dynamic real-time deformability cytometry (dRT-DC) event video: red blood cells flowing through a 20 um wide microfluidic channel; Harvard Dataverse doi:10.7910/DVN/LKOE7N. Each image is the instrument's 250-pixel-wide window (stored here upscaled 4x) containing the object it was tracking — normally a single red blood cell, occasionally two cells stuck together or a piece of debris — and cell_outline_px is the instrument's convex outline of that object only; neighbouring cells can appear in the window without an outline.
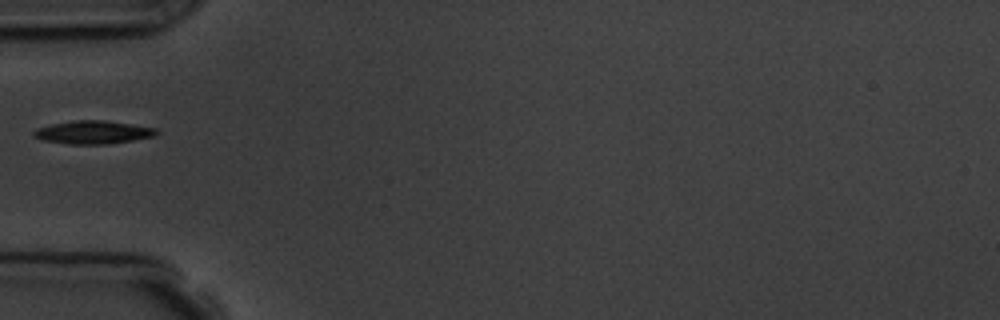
{"species": "common noctule bat (a hibernating species)", "species_latin": "Nyctalus noctula", "temperature_condition": "room temperature", "stored_images_in_passage": 5, "camera_frame_rate_fps": 3000, "um_per_image_px": 0.085, "animal": {"sex": "male", "body_mass_g": 19.5, "forearm_length_mm": 54.6}, "frame": {"image": 1, "passage_image": 4, "time_ms": 3.667, "image_size_px": [1000, 320], "cell_outline_px": [[156, 132], [152, 136], [132, 140], [108, 144], [68, 144], [44, 140], [32, 136], [32, 132], [36, 128], [52, 124], [72, 120], [104, 120], [156, 128]], "centroid_in_image_um": [7.83, 11.24], "position_along_channel_um": 77.2, "area_um2": 16.36}}